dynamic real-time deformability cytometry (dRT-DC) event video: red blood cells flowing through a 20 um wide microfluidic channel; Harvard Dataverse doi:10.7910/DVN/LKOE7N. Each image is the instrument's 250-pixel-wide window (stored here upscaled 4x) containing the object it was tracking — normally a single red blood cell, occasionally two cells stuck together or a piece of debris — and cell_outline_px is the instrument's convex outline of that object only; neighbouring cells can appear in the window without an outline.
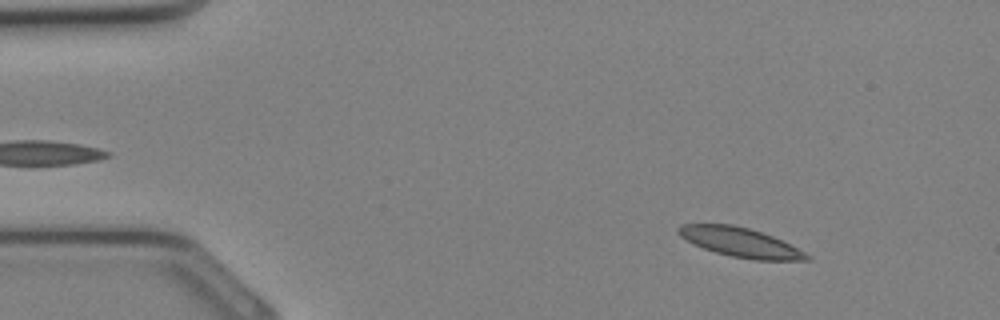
{"species": "Egyptian fruit bat (a non-hibernating species)", "species_latin": "Rousettus aegyptiacus", "temperature_condition": "cold", "stored_images_in_passage": 34, "camera_frame_rate_fps": 3000, "um_per_image_px": 0.085, "animal": {"sex": "female"}, "frame": {"image": 1, "passage_image": 4, "time_ms": 1.0, "image_size_px": [1000, 320], "cell_outline_px": [[812, 256], [808, 260], [752, 260], [732, 256], [716, 252], [692, 244], [680, 236], [676, 232], [676, 228], [680, 224], [732, 224], [748, 228], [772, 236]], "centroid_in_image_um": [62.86, 20.59], "position_along_channel_um": 22.1, "area_um2": 21.73}}
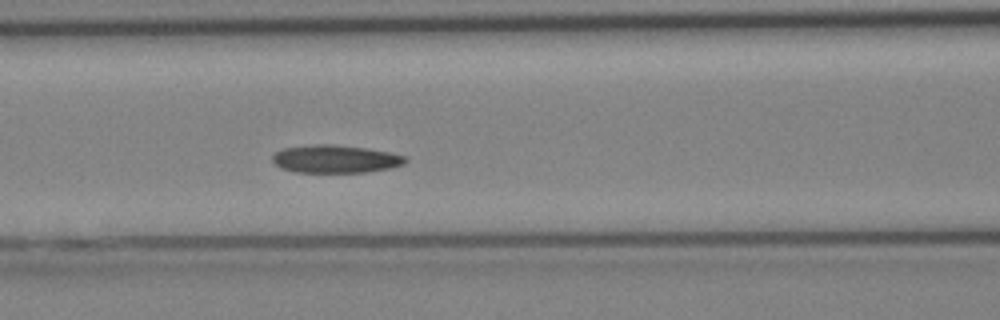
{"frame": {"image": 2, "passage_image": 14, "time_ms": 4.333, "image_size_px": [1000, 320], "cell_outline_px": [[408, 160], [404, 164], [388, 168], [364, 172], [296, 172], [280, 168], [272, 164], [272, 156], [276, 152], [284, 148], [312, 144], [332, 144], [368, 148], [408, 156]], "centroid_in_image_um": [28.49, 13.51], "position_along_channel_um": 138.1, "area_um2": 21.73}}
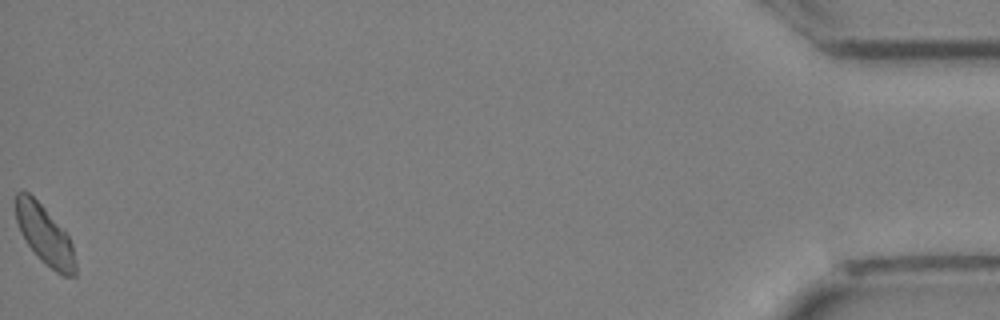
{"frame": {"image": 3, "passage_image": 34, "time_ms": 11.0, "image_size_px": [1000, 320], "cell_outline_px": [[76, 276], [64, 276], [56, 272], [40, 260], [28, 244], [20, 232], [16, 220], [16, 192], [28, 192], [44, 208], [68, 236], [72, 244], [76, 264]], "centroid_in_image_um": [3.8, 20.02], "position_along_channel_um": 431.4, "area_um2": 20.11}}